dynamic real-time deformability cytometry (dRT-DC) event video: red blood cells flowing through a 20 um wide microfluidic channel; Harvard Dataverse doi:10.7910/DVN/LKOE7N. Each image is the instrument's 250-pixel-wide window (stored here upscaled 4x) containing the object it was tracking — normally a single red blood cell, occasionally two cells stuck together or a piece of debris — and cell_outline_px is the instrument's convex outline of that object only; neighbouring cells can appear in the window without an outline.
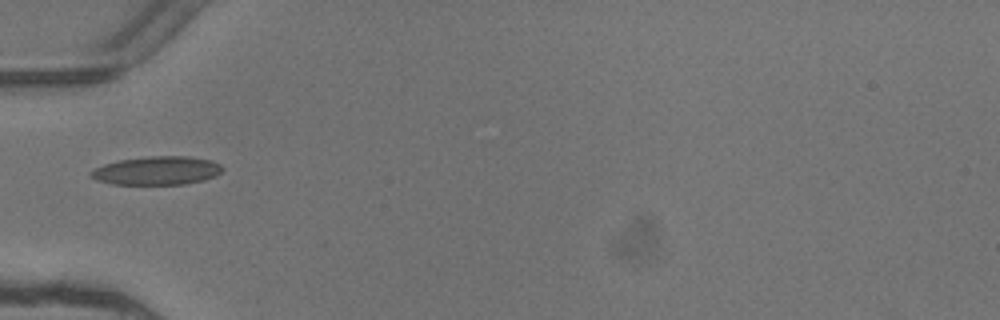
{"species": "common noctule bat (a hibernating species)", "species_latin": "Nyctalus noctula", "temperature_condition": "warm", "stored_images_in_passage": 4, "camera_frame_rate_fps": 3000, "um_per_image_px": 0.085, "animal": {"sex": "female"}, "frame": {"image": 1, "passage_image": 4, "time_ms": 1.0, "image_size_px": [1000, 320], "cell_outline_px": [[224, 168], [216, 176], [204, 180], [184, 184], [112, 184], [96, 180], [88, 176], [88, 172], [104, 164], [120, 160], [152, 156], [184, 156], [212, 160], [220, 164]], "centroid_in_image_um": [13.33, 14.51], "position_along_channel_um": 71.7, "area_um2": 21.85}}